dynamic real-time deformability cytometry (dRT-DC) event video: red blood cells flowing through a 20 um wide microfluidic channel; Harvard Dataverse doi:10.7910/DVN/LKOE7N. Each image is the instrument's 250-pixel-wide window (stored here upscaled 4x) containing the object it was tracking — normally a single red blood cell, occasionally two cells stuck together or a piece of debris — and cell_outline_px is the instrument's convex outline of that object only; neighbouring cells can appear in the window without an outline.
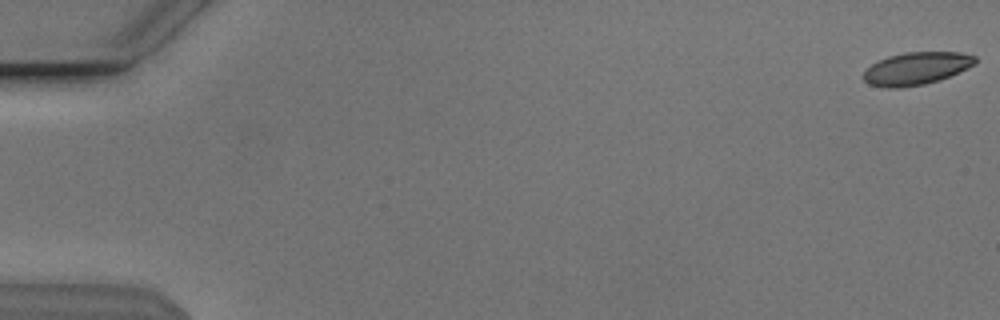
{"species": "Egyptian fruit bat (a non-hibernating species)", "species_latin": "Rousettus aegyptiacus", "temperature_condition": "cold", "stored_images_in_passage": 44, "camera_frame_rate_fps": 3000, "um_per_image_px": 0.085, "animal": {"sex": "male"}, "frame": {"image": 1, "passage_image": 1, "time_ms": 0.0, "image_size_px": [1000, 320], "cell_outline_px": [[976, 64], [940, 80], [924, 84], [900, 88], [884, 88], [868, 84], [864, 80], [864, 72], [872, 64], [888, 56], [904, 52], [960, 52], [976, 56]], "centroid_in_image_um": [77.89, 5.82], "position_along_channel_um": 7.1, "area_um2": 21.21}}
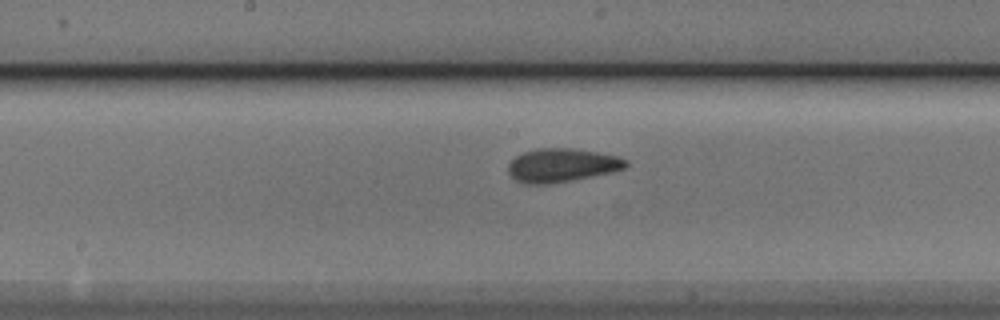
{"frame": {"image": 2, "passage_image": 29, "time_ms": 9.333, "image_size_px": [1000, 320], "cell_outline_px": [[628, 164], [624, 168], [612, 172], [572, 180], [548, 184], [524, 184], [516, 180], [508, 172], [508, 164], [516, 156], [524, 152], [540, 148], [572, 148], [596, 152], [616, 156], [628, 160]], "centroid_in_image_um": [47.74, 14.05], "position_along_channel_um": 200.5, "area_um2": 22.89}}
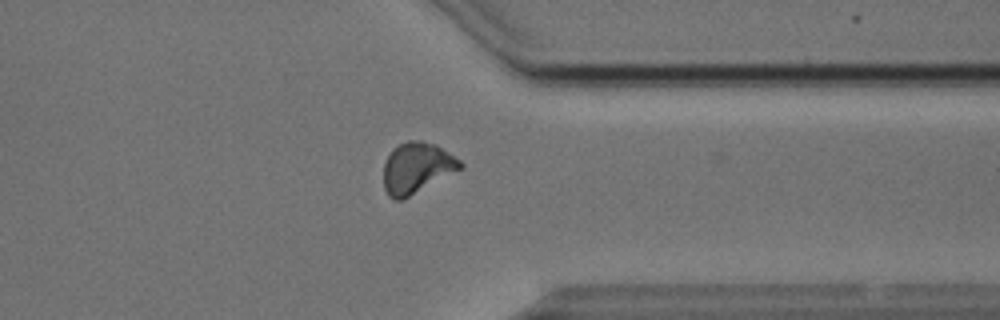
{"frame": {"image": 3, "passage_image": 43, "time_ms": 14.0, "image_size_px": [1000, 320], "cell_outline_px": [[464, 168], [404, 200], [396, 200], [388, 196], [384, 188], [384, 164], [392, 148], [408, 140], [420, 140], [436, 144], [460, 160], [464, 164]], "centroid_in_image_um": [35.45, 14.29], "position_along_channel_um": 376.0, "area_um2": 23.06}}